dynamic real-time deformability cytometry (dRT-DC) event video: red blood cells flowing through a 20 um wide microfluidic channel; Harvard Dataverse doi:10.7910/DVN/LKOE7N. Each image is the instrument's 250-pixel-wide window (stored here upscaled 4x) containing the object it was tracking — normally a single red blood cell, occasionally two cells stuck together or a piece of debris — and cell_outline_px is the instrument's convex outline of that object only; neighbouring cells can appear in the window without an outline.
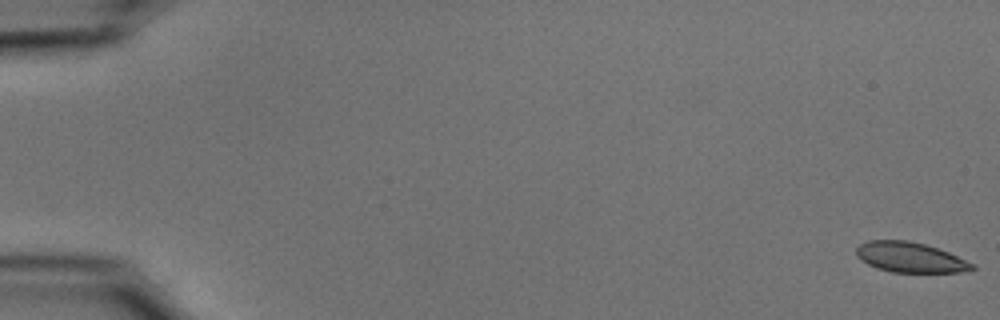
{"species": "common noctule bat (a hibernating species)", "species_latin": "Nyctalus noctula", "temperature_condition": "cold", "stored_images_in_passage": 18, "camera_frame_rate_fps": 3000, "um_per_image_px": 0.085, "animal": {"sex": "male", "body_mass_g": 15.6}, "frame": {"image": 1, "passage_image": 1, "time_ms": 0.0, "image_size_px": [1000, 320], "cell_outline_px": [[976, 268], [960, 272], [892, 272], [876, 268], [868, 264], [856, 256], [856, 248], [860, 244], [868, 240], [908, 240], [924, 244], [948, 252], [972, 264]], "centroid_in_image_um": [77.3, 21.87], "position_along_channel_um": 7.7, "area_um2": 20.11}}
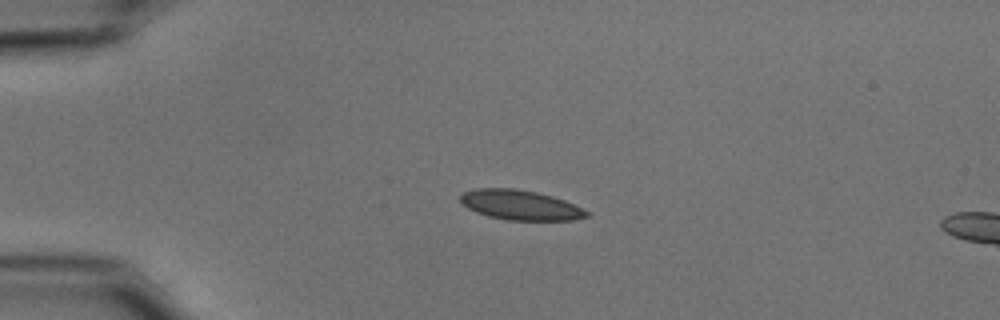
{"frame": {"image": 2, "passage_image": 14, "time_ms": 4.333, "image_size_px": [1000, 320], "cell_outline_px": [[588, 216], [572, 220], [508, 220], [488, 216], [476, 212], [468, 208], [460, 200], [460, 196], [464, 192], [476, 188], [516, 188], [536, 192], [552, 196], [564, 200], [588, 212]], "centroid_in_image_um": [44.19, 17.42], "position_along_channel_um": 40.8, "area_um2": 21.73}}